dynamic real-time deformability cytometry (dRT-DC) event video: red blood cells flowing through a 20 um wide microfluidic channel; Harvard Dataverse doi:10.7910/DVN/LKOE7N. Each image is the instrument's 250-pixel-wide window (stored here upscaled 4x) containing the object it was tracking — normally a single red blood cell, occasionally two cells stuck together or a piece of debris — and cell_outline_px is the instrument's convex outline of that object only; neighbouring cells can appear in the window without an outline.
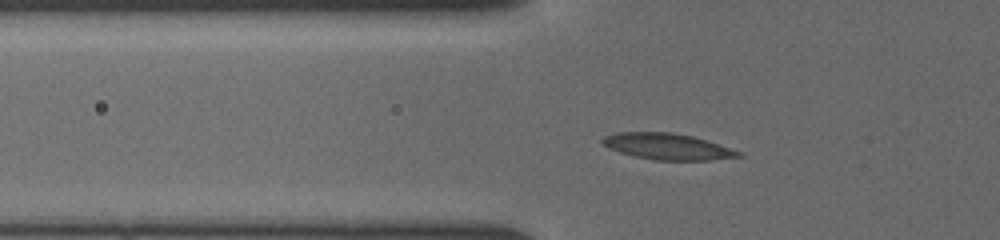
{"species": "common noctule bat (a hibernating species)", "species_latin": "Nyctalus noctula", "temperature_condition": "cold", "stored_images_in_passage": 42, "camera_frame_rate_fps": 3000, "um_per_image_px": 0.085, "animal": {"sex": "female", "body_mass_g": 19.5, "forearm_length_mm": 54.1}, "frame": {"image": 1, "passage_image": 10, "time_ms": 3.0, "image_size_px": [1000, 240], "cell_outline_px": [[744, 156], [708, 160], [656, 160], [636, 156], [620, 152], [608, 148], [600, 144], [600, 140], [604, 136], [616, 132], [672, 132], [692, 136], [744, 152]], "centroid_in_image_um": [56.71, 12.45], "position_along_channel_um": 69.1, "area_um2": 20.81}}
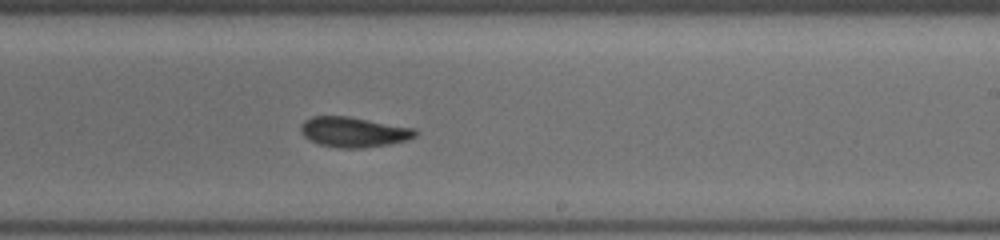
{"frame": {"image": 2, "passage_image": 24, "time_ms": 7.667, "image_size_px": [1000, 240], "cell_outline_px": [[420, 132], [416, 136], [408, 140], [388, 144], [364, 148], [336, 148], [320, 144], [308, 140], [300, 132], [300, 124], [304, 120], [312, 116], [348, 116], [416, 128]], "centroid_in_image_um": [30.07, 11.22], "position_along_channel_um": 258.9, "area_um2": 20.46}}
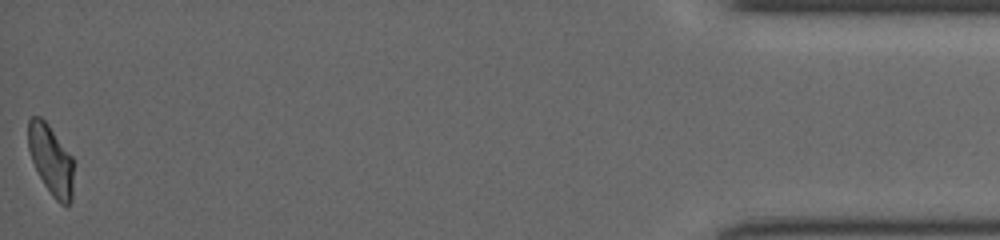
{"frame": {"image": 3, "passage_image": 42, "time_ms": 13.667, "image_size_px": [1000, 240], "cell_outline_px": [[72, 200], [68, 208], [60, 204], [52, 196], [44, 184], [32, 160], [28, 148], [28, 120], [32, 116], [40, 116], [48, 124], [72, 156]], "centroid_in_image_um": [4.33, 13.6], "position_along_channel_um": 430.9, "area_um2": 18.38}}